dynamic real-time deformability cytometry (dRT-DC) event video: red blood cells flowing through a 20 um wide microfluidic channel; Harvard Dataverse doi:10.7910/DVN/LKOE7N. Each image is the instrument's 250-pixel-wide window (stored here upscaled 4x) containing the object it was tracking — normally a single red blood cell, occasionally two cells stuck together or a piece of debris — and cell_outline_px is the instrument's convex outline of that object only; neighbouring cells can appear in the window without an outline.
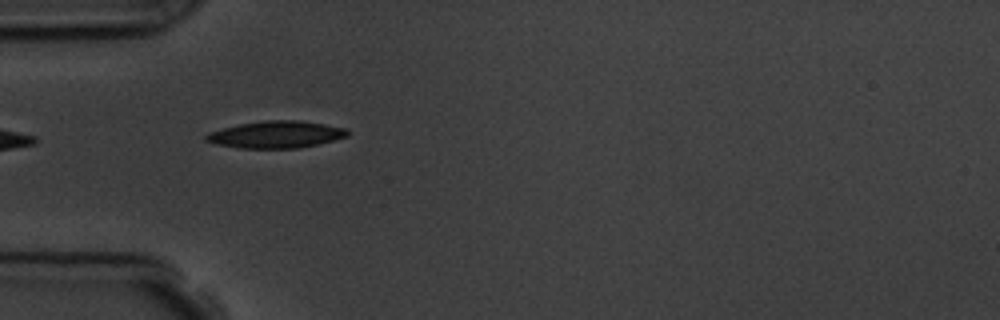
{"species": "common noctule bat (a hibernating species)", "species_latin": "Nyctalus noctula", "temperature_condition": "room temperature", "stored_images_in_passage": 15, "camera_frame_rate_fps": 3000, "um_per_image_px": 0.085, "animal": {"sex": "male", "body_mass_g": 19.5, "forearm_length_mm": 54.6}, "frame": {"image": 1, "passage_image": 5, "time_ms": 5.333, "image_size_px": [1000, 320], "cell_outline_px": [[348, 136], [316, 144], [296, 148], [240, 148], [216, 144], [204, 140], [204, 136], [208, 132], [240, 124], [268, 120], [296, 120], [324, 124], [348, 128]], "centroid_in_image_um": [23.44, 11.43], "position_along_channel_um": 61.6, "area_um2": 22.02}}
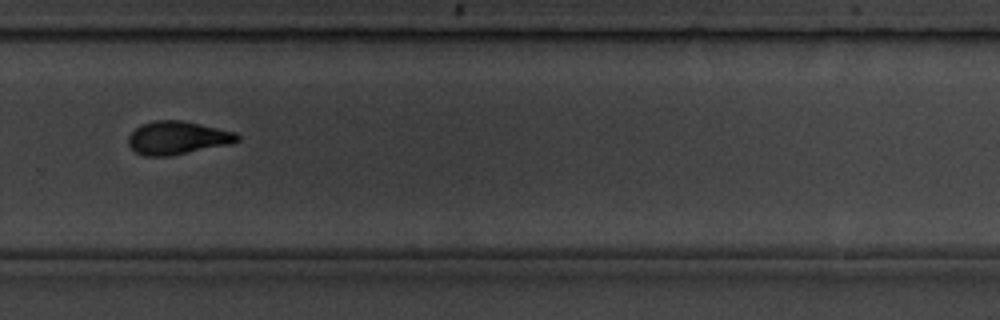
{"frame": {"image": 2, "passage_image": 11, "time_ms": 12.333, "image_size_px": [1000, 320], "cell_outline_px": [[240, 140], [228, 144], [172, 156], [144, 156], [136, 152], [128, 144], [128, 136], [140, 124], [152, 120], [184, 120], [236, 132], [240, 136]], "centroid_in_image_um": [15.07, 11.71], "position_along_channel_um": 314.7, "area_um2": 21.21}}
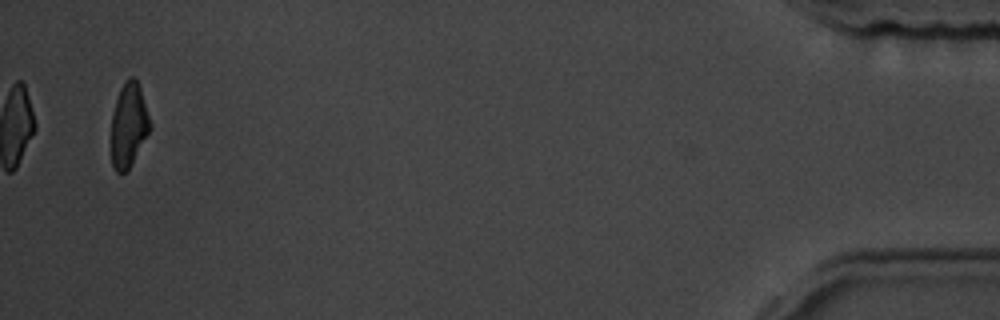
{"frame": {"image": 3, "passage_image": 15, "time_ms": 17.667, "image_size_px": [1000, 320], "cell_outline_px": [[152, 128], [128, 168], [124, 172], [116, 172], [112, 168], [112, 116], [116, 100], [120, 88], [124, 80], [128, 76], [132, 76], [136, 80], [140, 88], [152, 124]], "centroid_in_image_um": [10.95, 10.6], "position_along_channel_um": 424.3, "area_um2": 18.84}, "authors_computed_cell_mechanics": {"area_um2": 21.4438, "velocity_mm_per_s": 3.6575, "shape_relaxation_time_tau1_ms": 3.3448, "shape_relaxation_time_tau2_ms": 4.31, "deformation_change_tau1": 0.1284, "deformation_change_tau2": 0.0862}}